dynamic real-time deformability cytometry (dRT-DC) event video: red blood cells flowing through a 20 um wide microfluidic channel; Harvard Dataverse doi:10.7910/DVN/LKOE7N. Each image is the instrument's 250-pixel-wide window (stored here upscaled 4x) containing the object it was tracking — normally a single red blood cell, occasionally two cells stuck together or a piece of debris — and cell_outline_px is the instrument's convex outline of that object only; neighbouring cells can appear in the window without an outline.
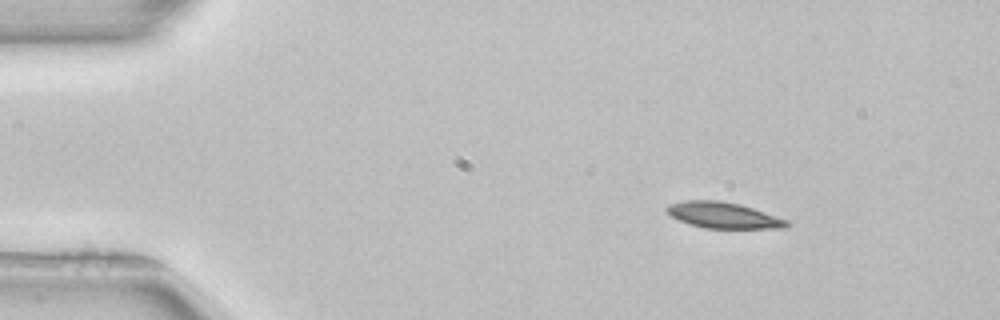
{"species": "common noctule bat (a hibernating species)", "species_latin": "Nyctalus noctula", "temperature_condition": "room temperature", "stored_images_in_passage": 46, "camera_frame_rate_fps": 3000, "um_per_image_px": 0.085, "animal": {"sex": "female", "body_mass_g": 22.7, "forearm_length_mm": 54.2}, "frame": {"image": 1, "passage_image": 1, "time_ms": 0.0, "image_size_px": [1000, 320], "cell_outline_px": [[792, 224], [788, 228], [704, 228], [680, 220], [672, 216], [664, 208], [668, 204], [684, 200], [720, 200], [740, 204], [788, 220]], "centroid_in_image_um": [61.51, 18.29], "position_along_channel_um": 23.5, "area_um2": 18.15}}
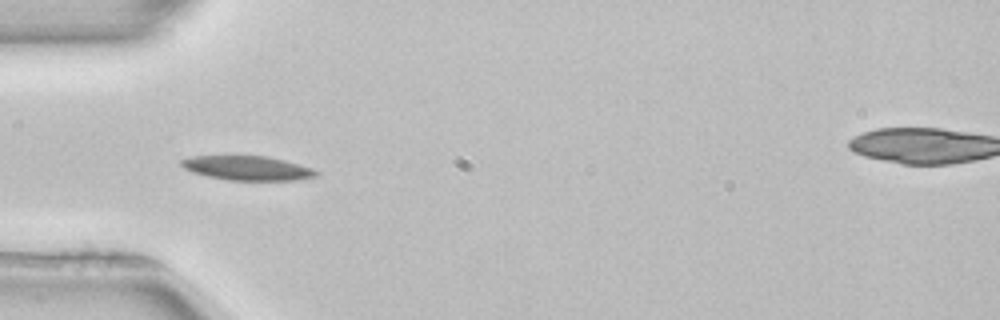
{"frame": {"image": 2, "passage_image": 10, "time_ms": 3.0, "image_size_px": [1000, 320], "cell_outline_px": [[320, 176], [296, 180], [228, 180], [208, 176], [192, 172], [184, 168], [180, 164], [180, 160], [192, 156], [268, 156], [284, 160], [312, 168], [320, 172]], "centroid_in_image_um": [21.06, 14.29], "position_along_channel_um": 63.9, "area_um2": 19.13}}
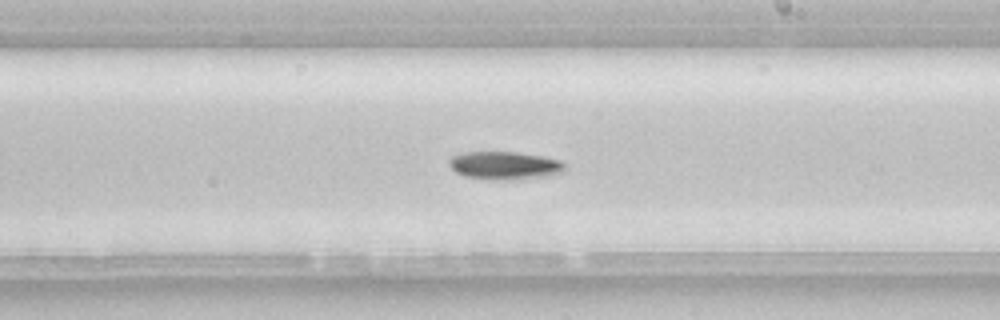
{"frame": {"image": 3, "passage_image": 24, "time_ms": 7.667, "image_size_px": [1000, 320], "cell_outline_px": [[564, 172], [552, 176], [504, 180], [492, 180], [464, 176], [456, 172], [448, 164], [448, 160], [452, 156], [464, 152], [516, 152], [544, 156], [560, 160], [564, 164]], "centroid_in_image_um": [42.91, 14.07], "position_along_channel_um": 246.1, "area_um2": 19.07}, "authors_computed_cell_mechanics": {"area_um2": 18.3226, "velocity_mm_per_s": 3.9356, "shape_relaxation_time_tau1_ms": 6.6075, "shape_relaxation_time_tau2_ms": null, "deformation_change_tau1": 0.1192, "deformation_change_tau2": null}}